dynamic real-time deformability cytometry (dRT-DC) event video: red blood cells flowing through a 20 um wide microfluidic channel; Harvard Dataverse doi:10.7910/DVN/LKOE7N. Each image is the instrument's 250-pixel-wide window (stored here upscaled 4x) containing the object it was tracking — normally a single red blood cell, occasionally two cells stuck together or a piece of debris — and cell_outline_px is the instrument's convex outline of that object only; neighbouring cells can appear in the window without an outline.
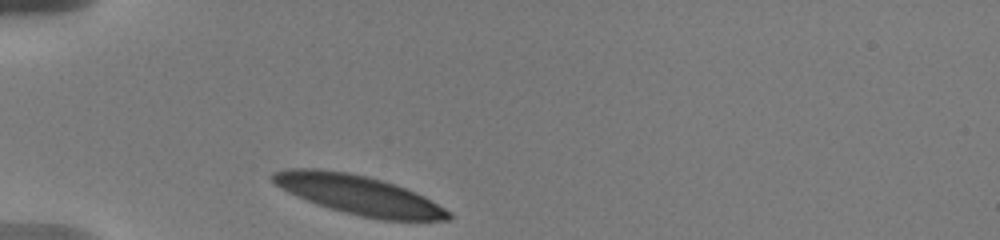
{"species": "human", "species_latin": "Homo sapiens", "temperature_condition": "warm", "stored_images_in_passage": 4, "camera_frame_rate_fps": 3000, "um_per_image_px": 0.085, "donor": {"sex": "male"}, "frame": {"image": 1, "passage_image": 1, "time_ms": 0.0, "image_size_px": [1000, 240], "cell_outline_px": [[452, 216], [448, 220], [384, 220], [360, 216], [344, 212], [316, 204], [296, 196], [280, 188], [272, 180], [272, 172], [288, 168], [316, 168], [348, 172], [380, 180], [416, 192], [424, 196], [452, 212]], "centroid_in_image_um": [30.48, 16.57], "position_along_channel_um": 54.5, "area_um2": 39.88}}
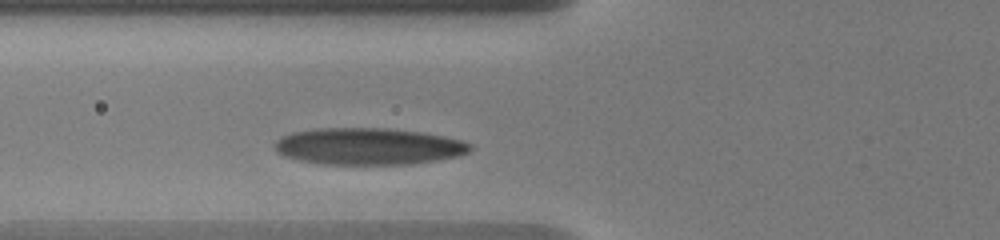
{"frame": {"image": 2, "passage_image": 4, "time_ms": 1.667, "image_size_px": [1000, 240], "cell_outline_px": [[472, 148], [468, 152], [460, 156], [412, 164], [324, 164], [300, 160], [284, 156], [276, 152], [272, 144], [280, 136], [292, 132], [320, 128], [388, 128], [420, 132], [444, 136], [464, 140], [472, 144]], "centroid_in_image_um": [31.31, 12.43], "position_along_channel_um": 94.5, "area_um2": 42.19}}